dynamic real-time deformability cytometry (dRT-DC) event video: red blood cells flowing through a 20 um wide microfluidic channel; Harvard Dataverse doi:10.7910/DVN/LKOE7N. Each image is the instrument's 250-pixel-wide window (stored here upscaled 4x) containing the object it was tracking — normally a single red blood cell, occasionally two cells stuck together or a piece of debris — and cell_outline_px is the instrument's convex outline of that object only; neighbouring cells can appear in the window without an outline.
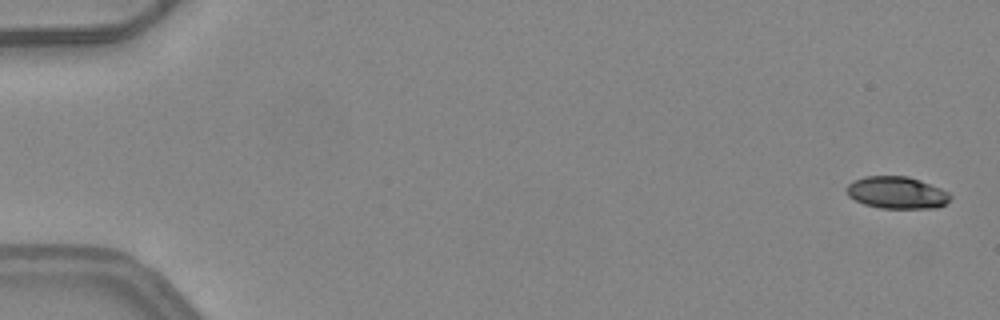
{"species": "common noctule bat (a hibernating species)", "species_latin": "Nyctalus noctula", "temperature_condition": "warm", "stored_images_in_passage": 6, "segment_of_instrument_passage": [1, 2], "camera_frame_rate_fps": 3000, "um_per_image_px": 0.085, "animal": {"sex": "female", "body_mass_g": 24.6, "forearm_length_mm": 56.2}, "frame": {"image": 1, "passage_image": 1, "time_ms": 0.0, "image_size_px": [1000, 320], "cell_outline_px": [[952, 196], [944, 204], [936, 208], [880, 208], [864, 204], [848, 196], [844, 188], [852, 180], [864, 176], [908, 176], [920, 180], [940, 188], [948, 192]], "centroid_in_image_um": [76.18, 16.36], "position_along_channel_um": 8.8, "area_um2": 19.48}}